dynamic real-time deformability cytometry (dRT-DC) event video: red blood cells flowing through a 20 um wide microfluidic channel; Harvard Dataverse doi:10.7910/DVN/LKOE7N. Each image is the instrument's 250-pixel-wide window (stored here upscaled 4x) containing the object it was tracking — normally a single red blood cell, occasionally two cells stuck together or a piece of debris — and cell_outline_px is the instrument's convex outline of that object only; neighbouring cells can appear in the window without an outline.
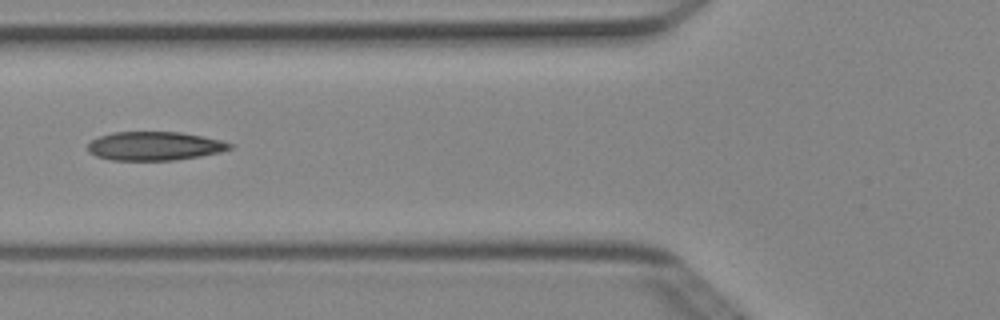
{"species": "Egyptian fruit bat (a non-hibernating species)", "species_latin": "Rousettus aegyptiacus", "temperature_condition": "cold", "stored_images_in_passage": 5, "camera_frame_rate_fps": 3000, "um_per_image_px": 0.085, "animal": {"sex": "female"}, "frame": {"image": 1, "passage_image": 5, "time_ms": 1.333, "image_size_px": [1000, 320], "cell_outline_px": [[236, 144], [232, 148], [220, 152], [200, 156], [176, 160], [112, 160], [96, 156], [88, 152], [88, 144], [92, 140], [100, 136], [112, 132], [180, 132], [220, 140]], "centroid_in_image_um": [13.15, 12.41], "position_along_channel_um": 112.7, "area_um2": 23.76}}